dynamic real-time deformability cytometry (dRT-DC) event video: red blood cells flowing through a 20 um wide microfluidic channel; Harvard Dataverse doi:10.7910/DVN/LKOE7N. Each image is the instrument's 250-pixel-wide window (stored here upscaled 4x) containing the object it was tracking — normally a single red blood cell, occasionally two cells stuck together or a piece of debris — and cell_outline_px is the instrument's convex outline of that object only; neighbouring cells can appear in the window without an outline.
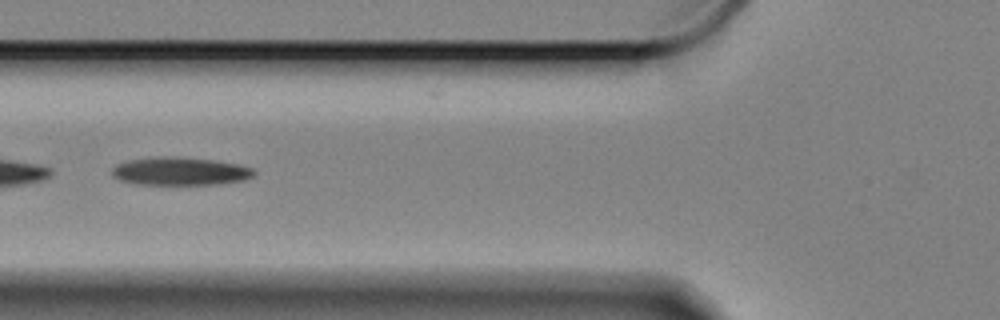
{"species": "Egyptian fruit bat (a non-hibernating species)", "species_latin": "Rousettus aegyptiacus", "temperature_condition": "cold", "stored_images_in_passage": 25, "camera_frame_rate_fps": 3000, "um_per_image_px": 0.085, "animal": {"sex": "female"}, "frame": {"image": 1, "passage_image": 7, "time_ms": 2.0, "image_size_px": [1000, 320], "cell_outline_px": [[256, 172], [252, 176], [244, 180], [216, 184], [132, 184], [120, 180], [112, 176], [112, 168], [116, 164], [128, 160], [156, 156], [176, 156], [216, 160], [240, 164], [252, 168]], "centroid_in_image_um": [15.29, 14.54], "position_along_channel_um": 110.5, "area_um2": 23.47}}